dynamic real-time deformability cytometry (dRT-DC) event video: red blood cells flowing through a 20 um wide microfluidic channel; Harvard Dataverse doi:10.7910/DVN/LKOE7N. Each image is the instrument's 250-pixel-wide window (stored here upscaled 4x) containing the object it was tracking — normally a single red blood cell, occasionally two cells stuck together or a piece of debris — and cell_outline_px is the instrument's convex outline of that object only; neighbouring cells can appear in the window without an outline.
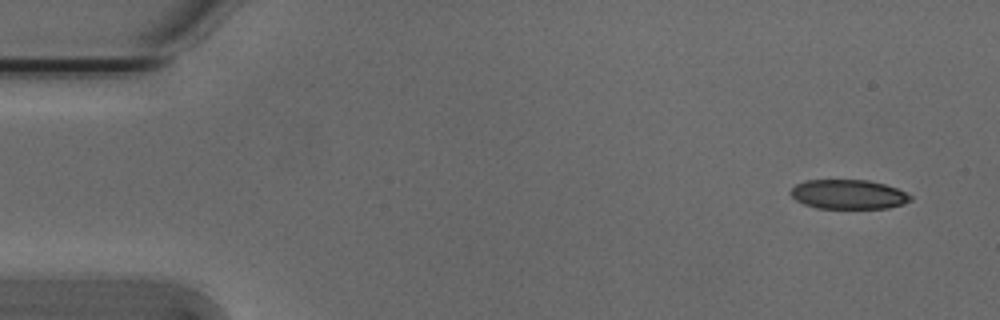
{"species": "Egyptian fruit bat (a non-hibernating species)", "species_latin": "Rousettus aegyptiacus", "temperature_condition": "cold", "stored_images_in_passage": 52, "camera_frame_rate_fps": 3000, "um_per_image_px": 0.085, "animal": {"sex": "male"}, "frame": {"image": 1, "passage_image": 2, "time_ms": 0.333, "image_size_px": [1000, 320], "cell_outline_px": [[912, 200], [904, 204], [888, 208], [816, 208], [804, 204], [796, 200], [788, 192], [796, 184], [808, 180], [868, 180], [884, 184], [896, 188], [912, 196]], "centroid_in_image_um": [72.11, 16.52], "position_along_channel_um": 12.9, "area_um2": 20.52}}
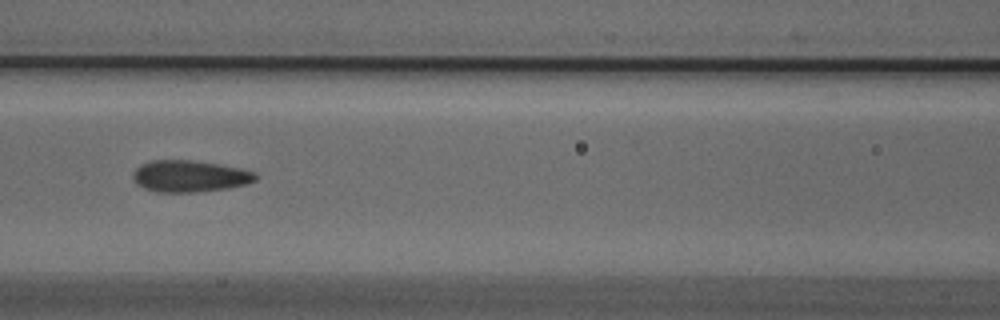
{"frame": {"image": 2, "passage_image": 22, "time_ms": 7.0, "image_size_px": [1000, 320], "cell_outline_px": [[256, 180], [248, 184], [228, 188], [196, 192], [156, 192], [144, 188], [136, 184], [132, 180], [132, 172], [140, 164], [152, 160], [192, 160], [220, 164], [240, 168], [256, 172]], "centroid_in_image_um": [16.1, 14.97], "position_along_channel_um": 150.5, "area_um2": 22.89}}
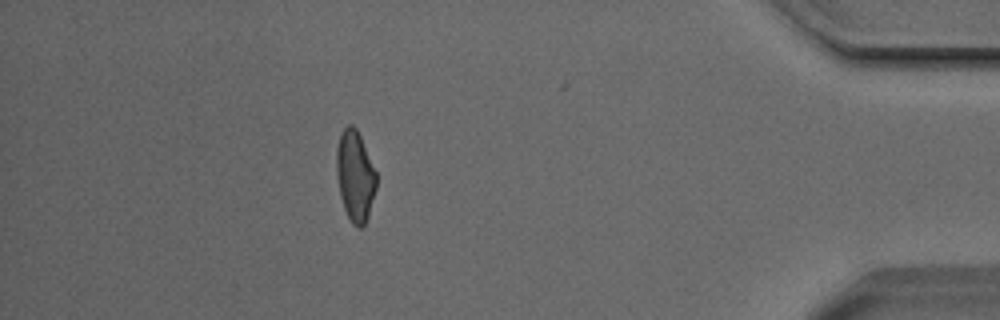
{"frame": {"image": 3, "passage_image": 46, "time_ms": 15.0, "image_size_px": [1000, 320], "cell_outline_px": [[376, 188], [368, 216], [364, 228], [356, 228], [352, 224], [344, 208], [340, 196], [336, 172], [336, 148], [340, 136], [344, 128], [348, 124], [352, 124], [356, 128], [360, 136], [376, 172]], "centroid_in_image_um": [30.17, 14.99], "position_along_channel_um": 405.0, "area_um2": 21.04}, "authors_computed_cell_mechanics": {"area_um2": 22.0796, "velocity_mm_per_s": 3.8197, "shape_relaxation_time_tau1_ms": 6.2617, "shape_relaxation_time_tau2_ms": 1.6731, "deformation_change_tau1": 0.1613, "deformation_change_tau2": 0.0837}}